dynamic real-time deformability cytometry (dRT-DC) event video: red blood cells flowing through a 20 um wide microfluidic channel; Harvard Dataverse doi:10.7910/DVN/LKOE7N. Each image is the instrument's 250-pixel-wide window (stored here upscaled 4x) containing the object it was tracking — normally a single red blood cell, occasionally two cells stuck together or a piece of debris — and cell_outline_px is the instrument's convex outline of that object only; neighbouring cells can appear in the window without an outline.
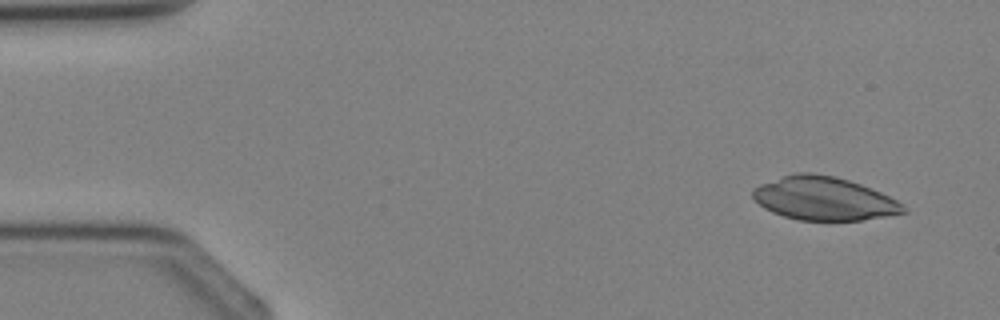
{"species": "Egyptian fruit bat (a non-hibernating species)", "species_latin": "Rousettus aegyptiacus", "temperature_condition": "cold", "stored_images_in_passage": 3, "camera_frame_rate_fps": 3000, "um_per_image_px": 0.085, "animal": {"sex": "female"}, "frame": {"image": 1, "passage_image": 1, "time_ms": 0.0, "image_size_px": [1000, 320], "cell_outline_px": [[908, 212], [860, 220], [796, 220], [772, 212], [764, 208], [752, 196], [752, 188], [760, 184], [796, 172], [812, 172], [836, 176], [860, 184], [880, 192], [896, 200]], "centroid_in_image_um": [69.99, 16.87], "position_along_channel_um": 15.0, "area_um2": 37.74}}